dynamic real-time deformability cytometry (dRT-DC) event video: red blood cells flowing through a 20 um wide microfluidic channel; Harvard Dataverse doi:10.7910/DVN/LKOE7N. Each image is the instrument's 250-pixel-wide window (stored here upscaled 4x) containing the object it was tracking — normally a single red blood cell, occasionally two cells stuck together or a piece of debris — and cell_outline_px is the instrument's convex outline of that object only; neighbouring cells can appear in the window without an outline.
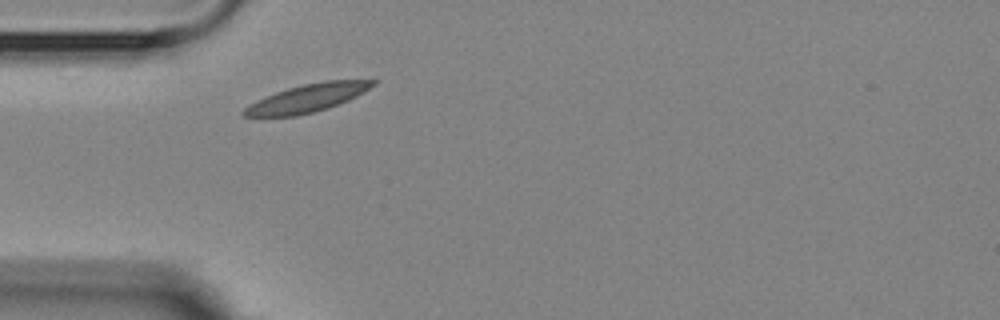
{"species": "Egyptian fruit bat (a non-hibernating species)", "species_latin": "Rousettus aegyptiacus", "temperature_condition": "room temperature", "stored_images_in_passage": 1, "camera_frame_rate_fps": 3000, "um_per_image_px": 0.085, "animal": {"sex": "female"}, "frame": {"image": 1, "passage_image": 1, "time_ms": 0.0, "image_size_px": [1000, 320], "cell_outline_px": [[380, 80], [376, 84], [364, 92], [348, 100], [328, 108], [296, 116], [240, 116], [240, 112], [248, 104], [276, 92], [288, 88], [304, 84], [324, 80]], "centroid_in_image_um": [26.12, 8.33], "position_along_channel_um": 58.9, "area_um2": 20.92}}